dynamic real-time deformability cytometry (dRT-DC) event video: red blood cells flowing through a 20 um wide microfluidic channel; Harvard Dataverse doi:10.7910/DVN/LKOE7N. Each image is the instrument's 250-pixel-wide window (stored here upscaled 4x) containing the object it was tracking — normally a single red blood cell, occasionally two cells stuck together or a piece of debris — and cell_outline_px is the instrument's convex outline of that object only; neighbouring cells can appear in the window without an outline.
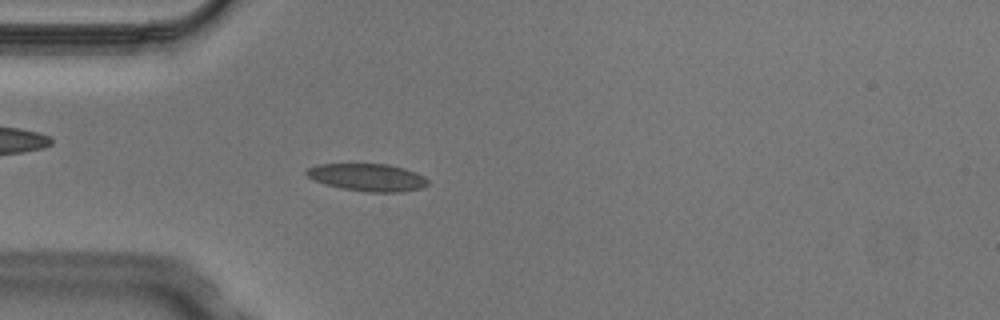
{"species": "Egyptian fruit bat (a non-hibernating species)", "species_latin": "Rousettus aegyptiacus", "temperature_condition": "cold", "stored_images_in_passage": 3, "camera_frame_rate_fps": 3000, "um_per_image_px": 0.085, "animal": {"sex": "male"}, "frame": {"image": 1, "passage_image": 3, "time_ms": 0.667, "image_size_px": [1000, 320], "cell_outline_px": [[428, 184], [424, 188], [400, 192], [368, 192], [340, 188], [316, 180], [308, 176], [304, 172], [308, 168], [320, 164], [388, 164], [404, 168], [416, 172], [424, 176], [428, 180]], "centroid_in_image_um": [31.3, 15.08], "position_along_channel_um": 53.7, "area_um2": 19.36}}